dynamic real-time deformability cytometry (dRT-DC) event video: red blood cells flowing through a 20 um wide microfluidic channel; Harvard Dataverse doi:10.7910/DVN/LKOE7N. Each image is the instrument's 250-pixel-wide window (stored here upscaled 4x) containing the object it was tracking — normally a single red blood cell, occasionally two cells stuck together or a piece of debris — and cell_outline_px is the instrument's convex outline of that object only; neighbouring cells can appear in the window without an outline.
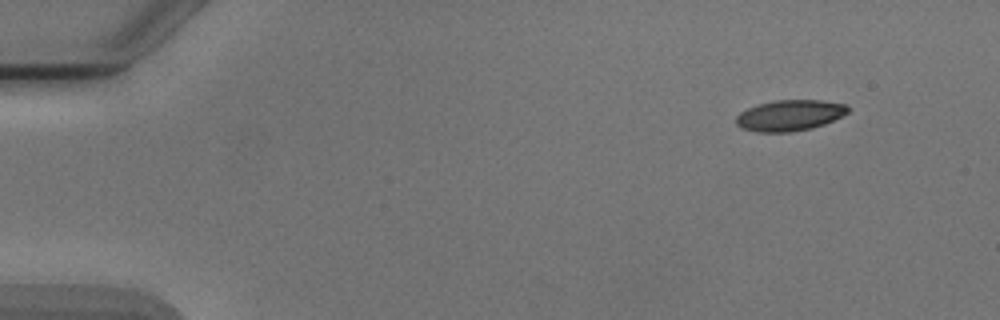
{"species": "Egyptian fruit bat (a non-hibernating species)", "species_latin": "Rousettus aegyptiacus", "temperature_condition": "cold", "stored_images_in_passage": 5, "camera_frame_rate_fps": 3000, "um_per_image_px": 0.085, "animal": {"sex": "male"}, "frame": {"image": 1, "passage_image": 1, "time_ms": 0.0, "image_size_px": [1000, 320], "cell_outline_px": [[848, 112], [824, 124], [812, 128], [788, 132], [756, 132], [744, 128], [736, 124], [736, 116], [740, 112], [748, 108], [760, 104], [776, 100], [820, 100], [848, 104]], "centroid_in_image_um": [67.12, 9.8], "position_along_channel_um": 17.9, "area_um2": 19.94}}
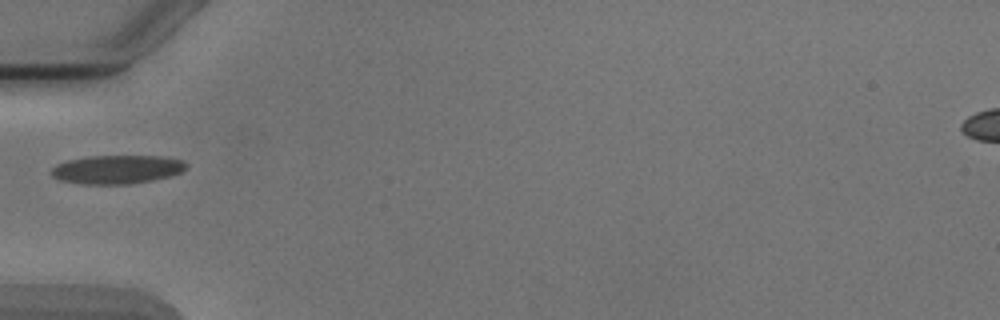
{"frame": {"image": 2, "passage_image": 4, "time_ms": 4.333, "image_size_px": [1000, 320], "cell_outline_px": [[188, 164], [180, 172], [168, 176], [152, 180], [128, 184], [84, 184], [60, 180], [52, 176], [52, 168], [56, 164], [68, 160], [88, 156], [160, 156], [184, 160]], "centroid_in_image_um": [9.93, 14.39], "position_along_channel_um": 75.1, "area_um2": 22.37}}
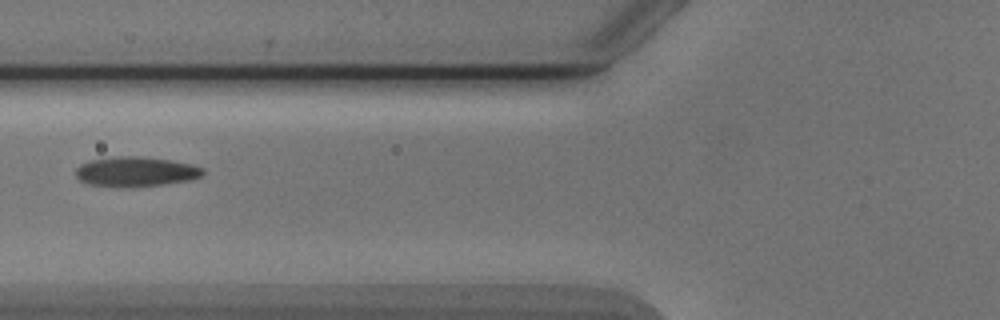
{"frame": {"image": 3, "passage_image": 5, "time_ms": 5.333, "image_size_px": [1000, 320], "cell_outline_px": [[204, 172], [200, 176], [188, 180], [164, 184], [132, 188], [116, 188], [88, 184], [80, 180], [76, 176], [76, 168], [80, 164], [88, 160], [120, 156], [136, 156], [168, 160], [192, 164], [204, 168]], "centroid_in_image_um": [11.49, 14.61], "position_along_channel_um": 114.3, "area_um2": 22.31}}